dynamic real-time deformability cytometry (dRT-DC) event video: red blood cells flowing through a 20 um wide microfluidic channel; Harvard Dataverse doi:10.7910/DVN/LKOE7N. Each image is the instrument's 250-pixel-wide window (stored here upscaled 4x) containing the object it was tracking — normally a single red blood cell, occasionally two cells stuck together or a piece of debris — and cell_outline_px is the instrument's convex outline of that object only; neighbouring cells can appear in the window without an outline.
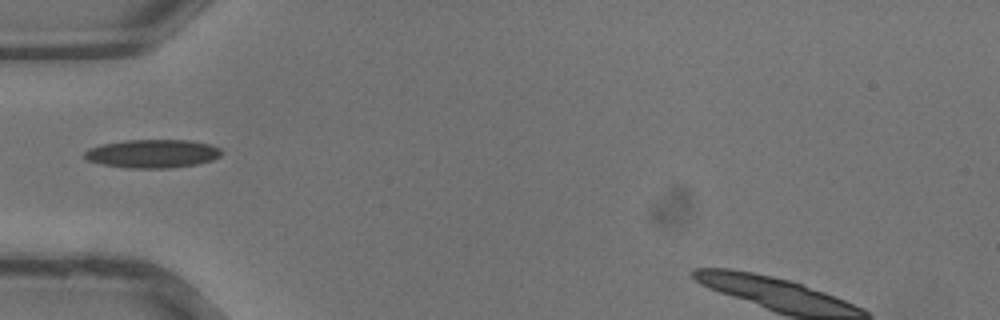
{"species": "common noctule bat (a hibernating species)", "species_latin": "Nyctalus noctula", "temperature_condition": "warm", "stored_images_in_passage": 15, "camera_frame_rate_fps": 3000, "um_per_image_px": 0.085, "animal": {"sex": "male", "body_mass_g": 13.3}, "frame": {"image": 1, "passage_image": 1, "time_ms": 0.0, "image_size_px": [1000, 320], "cell_outline_px": [[224, 152], [220, 156], [212, 160], [196, 164], [172, 168], [128, 168], [100, 164], [88, 160], [84, 156], [84, 152], [88, 148], [100, 144], [124, 140], [188, 140], [212, 144], [220, 148]], "centroid_in_image_um": [12.97, 13.05], "position_along_channel_um": 72.0, "area_um2": 22.95}}
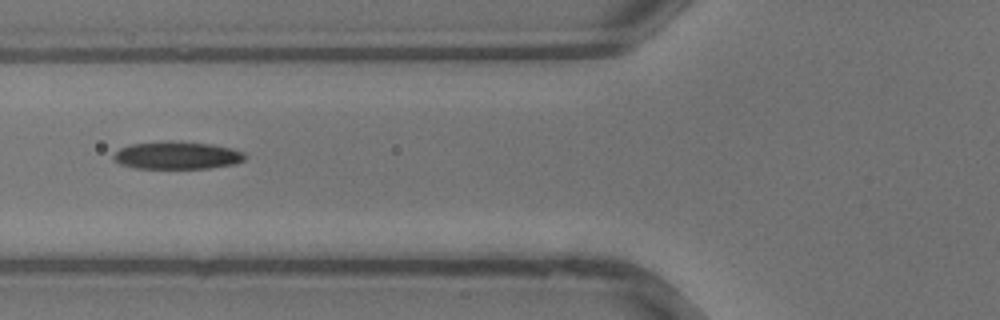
{"frame": {"image": 2, "passage_image": 3, "time_ms": 0.667, "image_size_px": [1000, 320], "cell_outline_px": [[248, 156], [244, 160], [236, 164], [208, 168], [136, 168], [120, 164], [112, 160], [112, 156], [120, 148], [132, 144], [164, 140], [212, 144], [232, 148], [244, 152]], "centroid_in_image_um": [15.06, 13.2], "position_along_channel_um": 110.7, "area_um2": 21.39}}
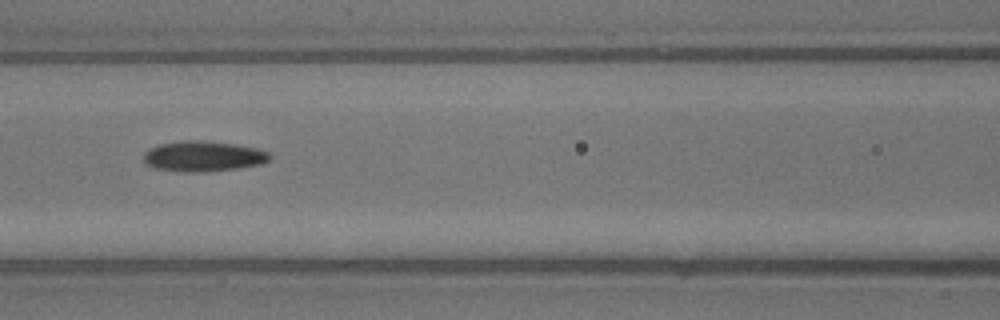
{"frame": {"image": 3, "passage_image": 5, "time_ms": 1.333, "image_size_px": [1000, 320], "cell_outline_px": [[272, 160], [264, 164], [240, 168], [204, 172], [180, 172], [156, 168], [144, 164], [144, 152], [148, 148], [160, 144], [184, 140], [204, 140], [260, 148], [268, 152], [272, 156]], "centroid_in_image_um": [17.32, 13.29], "position_along_channel_um": 149.3, "area_um2": 22.83}}